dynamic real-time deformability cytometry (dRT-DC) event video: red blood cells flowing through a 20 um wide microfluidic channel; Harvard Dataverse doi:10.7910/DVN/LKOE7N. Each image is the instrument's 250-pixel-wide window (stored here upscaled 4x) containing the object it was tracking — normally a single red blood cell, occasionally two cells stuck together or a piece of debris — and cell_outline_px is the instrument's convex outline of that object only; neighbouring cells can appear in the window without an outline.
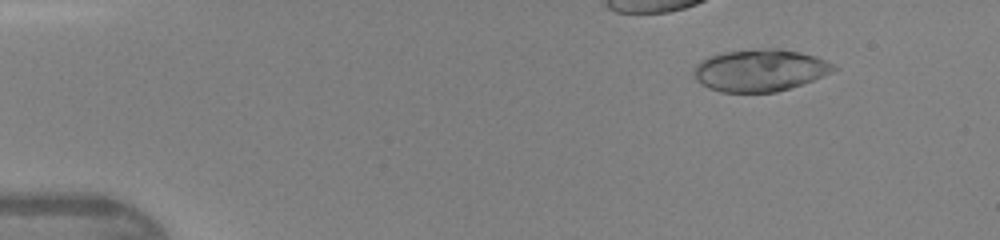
{"species": "human", "species_latin": "Homo sapiens", "temperature_condition": "warm", "stored_images_in_passage": 44, "camera_frame_rate_fps": 3000, "um_per_image_px": 0.085, "donor": {"sex": "female"}, "frame": {"image": 1, "passage_image": 5, "time_ms": 1.333, "image_size_px": [1000, 240], "cell_outline_px": [[840, 68], [832, 72], [812, 80], [776, 92], [720, 92], [708, 88], [700, 84], [696, 80], [692, 72], [696, 64], [700, 60], [724, 52], [764, 48], [780, 48], [800, 52], [816, 56], [836, 64]], "centroid_in_image_um": [64.6, 5.97], "position_along_channel_um": 20.4, "area_um2": 34.45}}
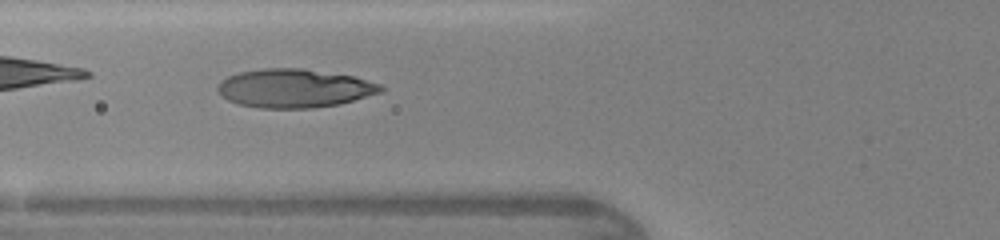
{"frame": {"image": 2, "passage_image": 17, "time_ms": 5.333, "image_size_px": [1000, 240], "cell_outline_px": [[384, 88], [380, 92], [340, 104], [312, 108], [260, 108], [240, 104], [228, 100], [216, 88], [228, 76], [240, 72], [260, 68], [300, 68], [352, 76], [380, 84]], "centroid_in_image_um": [25.01, 7.5], "position_along_channel_um": 100.8, "area_um2": 36.24}}
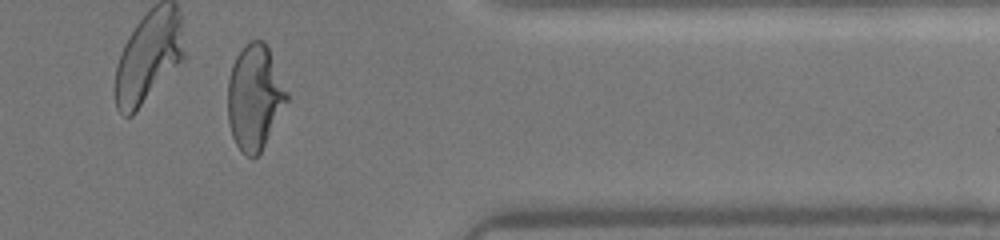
{"frame": {"image": 3, "passage_image": 37, "time_ms": 12.0, "image_size_px": [1000, 240], "cell_outline_px": [[288, 100], [260, 152], [256, 156], [248, 156], [236, 144], [232, 136], [228, 120], [228, 80], [232, 64], [236, 56], [248, 40], [264, 40], [268, 44], [288, 92]], "centroid_in_image_um": [21.65, 8.19], "position_along_channel_um": 389.8, "area_um2": 36.07}}